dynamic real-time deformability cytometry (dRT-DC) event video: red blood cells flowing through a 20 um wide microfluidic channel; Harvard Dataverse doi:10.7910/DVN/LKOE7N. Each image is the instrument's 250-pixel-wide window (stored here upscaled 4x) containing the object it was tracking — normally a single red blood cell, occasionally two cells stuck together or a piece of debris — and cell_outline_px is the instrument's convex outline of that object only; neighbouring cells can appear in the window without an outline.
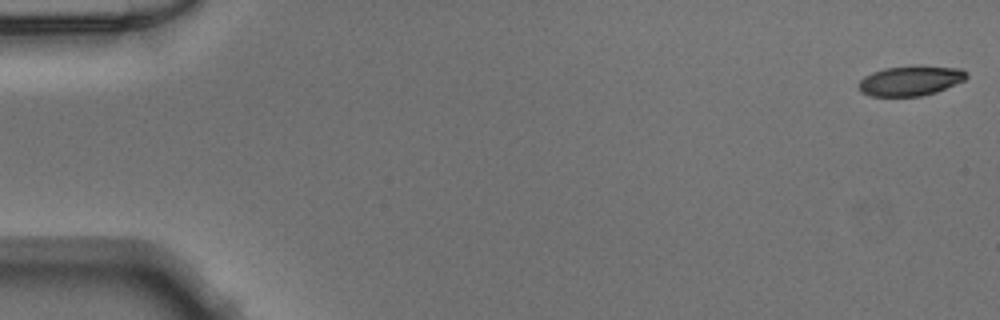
{"species": "Egyptian fruit bat (a non-hibernating species)", "species_latin": "Rousettus aegyptiacus", "temperature_condition": "warm", "stored_images_in_passage": 11, "camera_frame_rate_fps": 3000, "um_per_image_px": 0.085, "animal": {"sex": "male"}, "frame": {"image": 1, "passage_image": 1, "time_ms": 0.0, "image_size_px": [1000, 320], "cell_outline_px": [[968, 76], [964, 80], [936, 92], [920, 96], [872, 96], [860, 92], [856, 88], [860, 80], [864, 76], [872, 72], [884, 68], [920, 64], [960, 68], [968, 72]], "centroid_in_image_um": [77.38, 6.83], "position_along_channel_um": 7.6, "area_um2": 19.25}}